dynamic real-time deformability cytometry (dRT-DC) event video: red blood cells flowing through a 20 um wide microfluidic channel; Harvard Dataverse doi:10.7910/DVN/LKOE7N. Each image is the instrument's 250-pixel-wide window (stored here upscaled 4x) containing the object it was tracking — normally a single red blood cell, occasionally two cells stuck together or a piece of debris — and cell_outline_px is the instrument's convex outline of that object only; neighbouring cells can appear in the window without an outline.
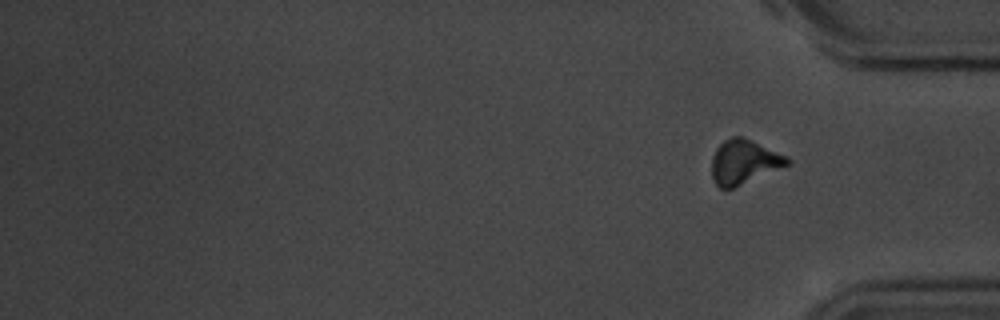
{"species": "common noctule bat (a hibernating species)", "species_latin": "Nyctalus noctula", "temperature_condition": "room temperature", "stored_images_in_passage": 54, "segment_of_instrument_passage": [2, 2], "camera_frame_rate_fps": 3000, "um_per_image_px": 0.085, "animal": {"sex": "male", "body_mass_g": 20.1, "forearm_length_mm": 53.5}, "frame": {"image": 1, "passage_image": 54, "time_ms": 17.667, "image_size_px": [1000, 320], "cell_outline_px": [[792, 160], [788, 164], [732, 188], [720, 188], [716, 184], [712, 176], [712, 156], [716, 148], [724, 140], [732, 136], [744, 136], [788, 156]], "centroid_in_image_um": [63.22, 13.72], "position_along_channel_um": 372.0, "area_um2": 19.31}}